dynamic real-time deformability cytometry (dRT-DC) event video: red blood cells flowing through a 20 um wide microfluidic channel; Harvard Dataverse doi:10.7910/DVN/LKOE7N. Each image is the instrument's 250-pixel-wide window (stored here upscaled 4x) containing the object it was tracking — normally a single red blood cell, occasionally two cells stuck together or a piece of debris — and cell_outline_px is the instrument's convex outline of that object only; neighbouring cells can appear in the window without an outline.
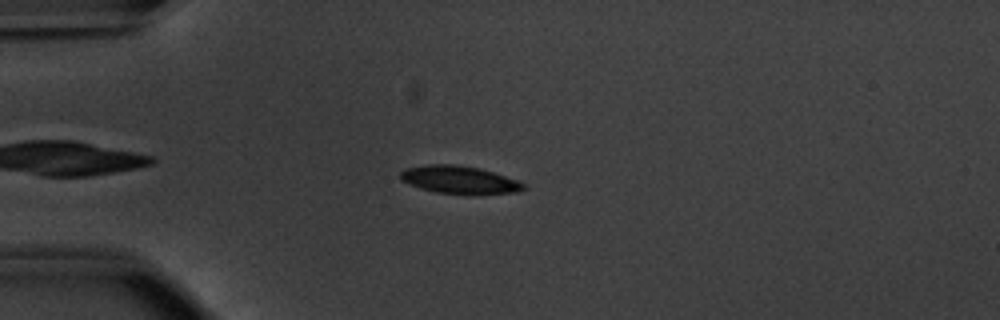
{"species": "common noctule bat (a hibernating species)", "species_latin": "Nyctalus noctula", "temperature_condition": "warm", "stored_images_in_passage": 47, "camera_frame_rate_fps": 3000, "um_per_image_px": 0.085, "animal": {"sex": "male", "body_mass_g": 20.1, "forearm_length_mm": 53.5}, "frame": {"image": 1, "passage_image": 8, "time_ms": 2.333, "image_size_px": [1000, 320], "cell_outline_px": [[528, 188], [516, 192], [436, 192], [420, 188], [408, 184], [400, 180], [400, 172], [404, 168], [428, 164], [456, 164], [480, 168], [516, 180], [524, 184]], "centroid_in_image_um": [38.95, 15.23], "position_along_channel_um": 46.0, "area_um2": 19.25}}
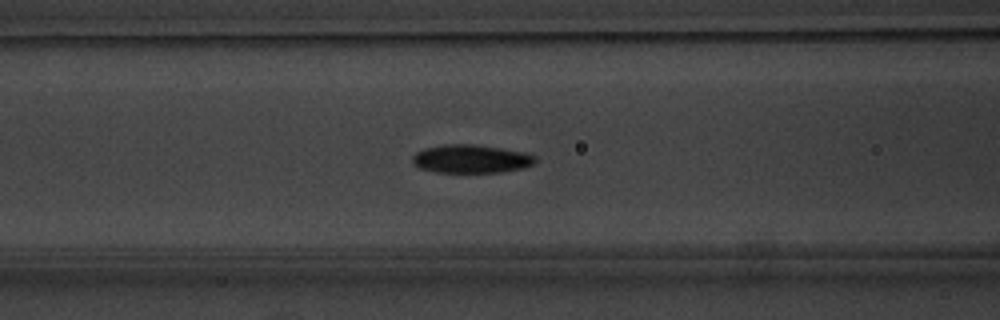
{"frame": {"image": 2, "passage_image": 16, "time_ms": 5.0, "image_size_px": [1000, 320], "cell_outline_px": [[536, 160], [532, 164], [524, 168], [500, 172], [436, 172], [416, 168], [412, 164], [412, 156], [416, 152], [424, 148], [444, 144], [472, 144], [500, 148], [524, 152], [536, 156]], "centroid_in_image_um": [39.98, 13.5], "position_along_channel_um": 126.6, "area_um2": 20.4}}
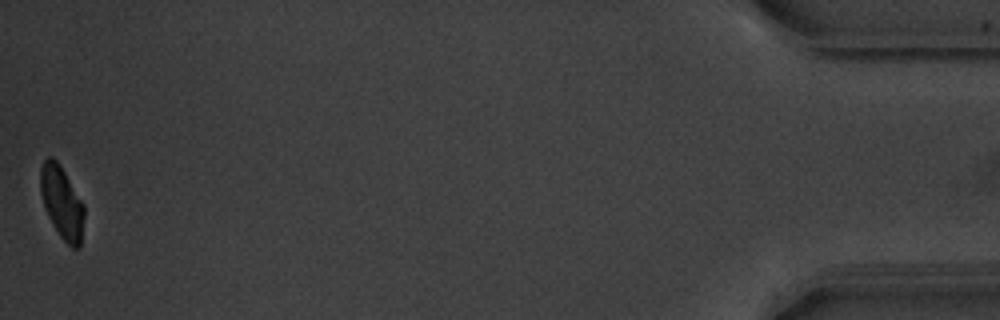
{"frame": {"image": 3, "passage_image": 47, "time_ms": 15.333, "image_size_px": [1000, 320], "cell_outline_px": [[84, 216], [80, 248], [72, 248], [60, 236], [48, 216], [44, 208], [40, 192], [40, 168], [44, 160], [48, 156], [52, 156], [56, 160], [64, 172], [84, 204]], "centroid_in_image_um": [5.25, 17.21], "position_along_channel_um": 430.0, "area_um2": 18.38}, "authors_computed_cell_mechanics": {"area_um2": 19.652, "velocity_mm_per_s": 3.8051, "shape_relaxation_time_tau1_ms": 2.0032, "shape_relaxation_time_tau2_ms": 2.7993, "deformation_change_tau1": 0.1276, "deformation_change_tau2": 0.0613}}